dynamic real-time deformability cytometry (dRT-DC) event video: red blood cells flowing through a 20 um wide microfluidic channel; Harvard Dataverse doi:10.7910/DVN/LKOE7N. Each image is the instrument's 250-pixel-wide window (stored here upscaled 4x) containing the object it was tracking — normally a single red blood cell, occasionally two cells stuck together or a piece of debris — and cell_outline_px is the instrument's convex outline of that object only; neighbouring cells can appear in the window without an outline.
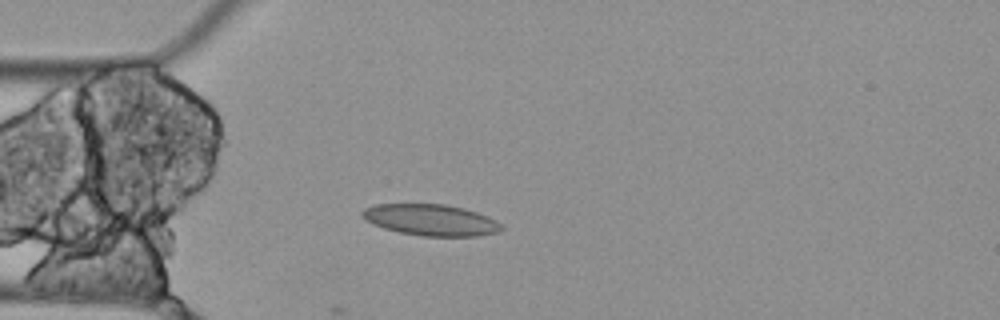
{"species": "Egyptian fruit bat (a non-hibernating species)", "species_latin": "Rousettus aegyptiacus", "temperature_condition": "cold", "stored_images_in_passage": 3, "camera_frame_rate_fps": 3000, "um_per_image_px": 0.085, "animal": {"sex": "female"}, "frame": {"image": 1, "passage_image": 3, "time_ms": 0.667, "image_size_px": [1000, 320], "cell_outline_px": [[504, 228], [496, 232], [476, 236], [420, 236], [400, 232], [384, 228], [372, 224], [364, 220], [360, 216], [360, 212], [364, 208], [376, 204], [444, 204], [464, 208], [488, 216], [496, 220]], "centroid_in_image_um": [36.57, 18.69], "position_along_channel_um": 48.4, "area_um2": 25.49}}